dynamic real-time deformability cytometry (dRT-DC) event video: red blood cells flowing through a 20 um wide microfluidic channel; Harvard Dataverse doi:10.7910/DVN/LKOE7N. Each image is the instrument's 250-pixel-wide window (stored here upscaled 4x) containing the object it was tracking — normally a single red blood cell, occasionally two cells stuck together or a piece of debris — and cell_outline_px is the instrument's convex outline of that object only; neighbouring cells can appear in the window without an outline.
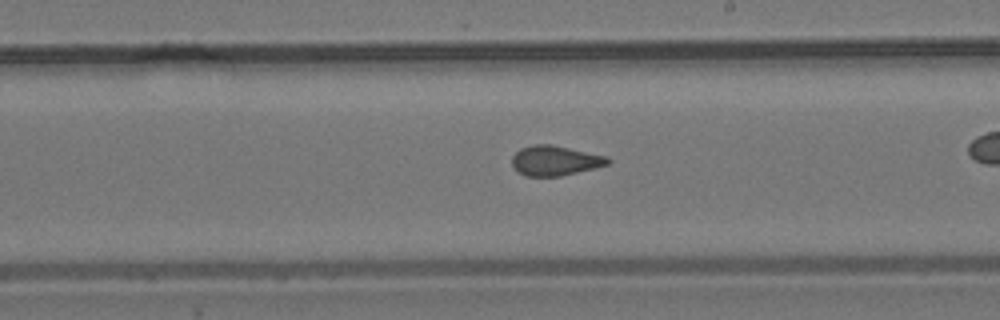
{"species": "common noctule bat (a hibernating species)", "species_latin": "Nyctalus noctula", "temperature_condition": "room temperature", "stored_images_in_passage": 44, "camera_frame_rate_fps": 3000, "um_per_image_px": 0.085, "animal": {"sex": "male", "body_mass_g": 19.2, "forearm_length_mm": 51.8}, "frame": {"image": 1, "passage_image": 32, "time_ms": 10.333, "image_size_px": [1000, 320], "cell_outline_px": [[612, 160], [608, 164], [596, 168], [560, 176], [524, 176], [516, 172], [512, 164], [512, 156], [520, 148], [532, 144], [552, 144], [608, 156]], "centroid_in_image_um": [47.18, 13.65], "position_along_channel_um": 241.8, "area_um2": 16.99}}